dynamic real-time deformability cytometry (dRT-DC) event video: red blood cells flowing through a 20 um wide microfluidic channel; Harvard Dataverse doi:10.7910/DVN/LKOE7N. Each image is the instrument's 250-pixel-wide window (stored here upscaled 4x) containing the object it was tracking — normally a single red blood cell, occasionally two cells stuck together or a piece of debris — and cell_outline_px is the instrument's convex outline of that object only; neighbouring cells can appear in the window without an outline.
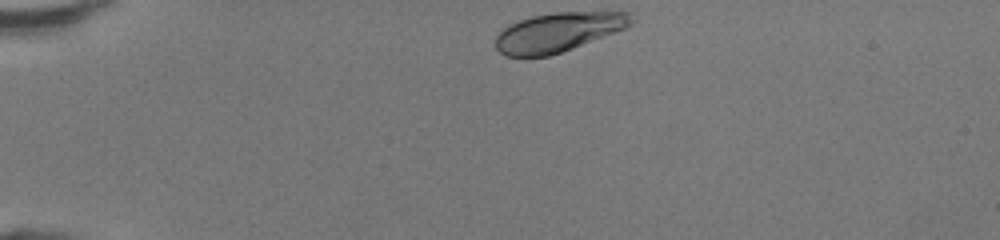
{"species": "human", "species_latin": "Homo sapiens", "temperature_condition": "room temperature", "stored_images_in_passage": 34, "camera_frame_rate_fps": 3000, "um_per_image_px": 0.085, "donor": {"sex": "female"}, "frame": {"image": 1, "passage_image": 1, "time_ms": 0.0, "image_size_px": [1000, 240], "cell_outline_px": [[636, 20], [628, 28], [572, 48], [548, 56], [504, 56], [496, 48], [496, 36], [508, 24], [532, 16], [556, 12], [628, 12]], "centroid_in_image_um": [47.48, 2.72], "position_along_channel_um": 37.5, "area_um2": 30.92}}
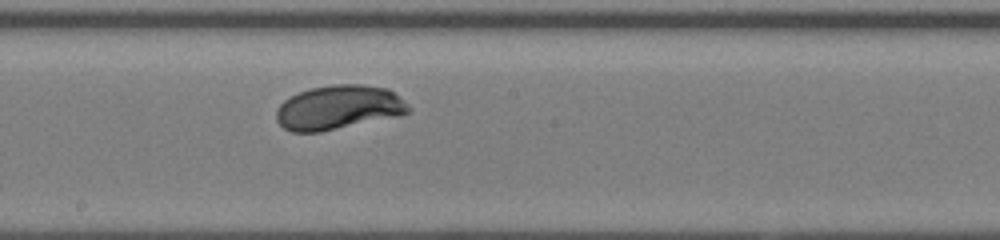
{"frame": {"image": 2, "passage_image": 18, "time_ms": 5.667, "image_size_px": [1000, 240], "cell_outline_px": [[412, 108], [408, 112], [400, 116], [320, 132], [292, 132], [284, 128], [276, 120], [276, 108], [284, 100], [300, 92], [312, 88], [332, 84], [360, 84], [388, 88], [404, 100]], "centroid_in_image_um": [28.8, 9.14], "position_along_channel_um": 219.4, "area_um2": 34.22}}
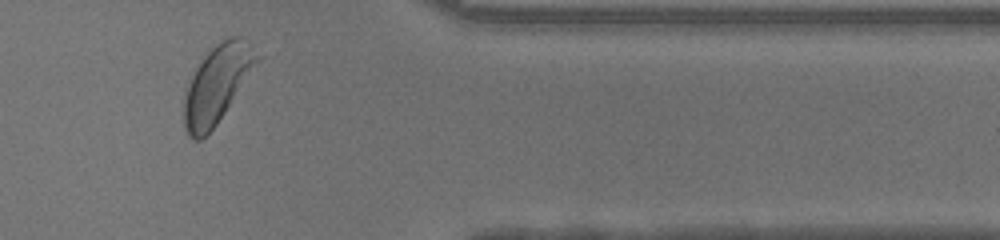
{"frame": {"image": 3, "passage_image": 31, "time_ms": 10.0, "image_size_px": [1000, 240], "cell_outline_px": [[268, 56], [216, 124], [200, 140], [192, 140], [188, 136], [184, 128], [184, 96], [192, 76], [200, 60], [216, 44], [232, 36], [244, 36]], "centroid_in_image_um": [18.62, 7.07], "position_along_channel_um": 392.8, "area_um2": 34.33}, "authors_computed_cell_mechanics": {"area_um2": 33.8419, "velocity_mm_per_s": 4.2844, "shape_relaxation_time_tau1_ms": 1.7779, "shape_relaxation_time_tau2_ms": null, "deformation_change_tau1": 0.1384, "deformation_change_tau2": null}}